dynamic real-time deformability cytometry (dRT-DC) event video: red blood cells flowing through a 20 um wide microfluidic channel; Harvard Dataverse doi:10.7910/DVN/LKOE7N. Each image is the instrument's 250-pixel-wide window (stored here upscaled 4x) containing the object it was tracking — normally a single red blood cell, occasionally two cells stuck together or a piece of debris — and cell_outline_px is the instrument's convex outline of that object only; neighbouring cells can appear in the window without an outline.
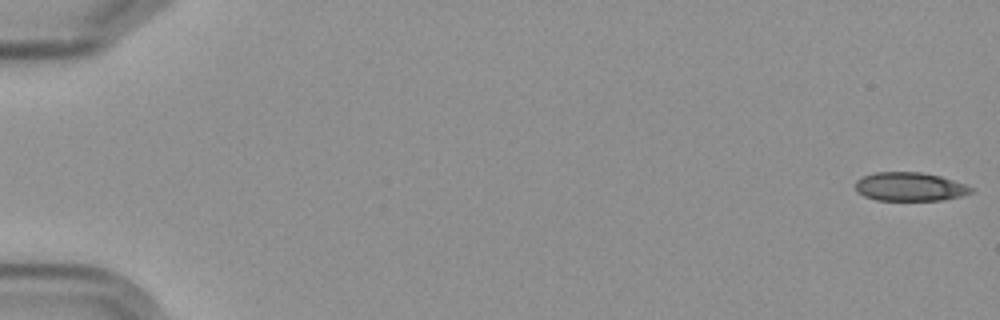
{"species": "Egyptian fruit bat (a non-hibernating species)", "species_latin": "Rousettus aegyptiacus", "temperature_condition": "cold", "stored_images_in_passage": 6, "camera_frame_rate_fps": 3000, "um_per_image_px": 0.085, "frame": {"image": 1, "passage_image": 1, "time_ms": 0.0, "image_size_px": [1000, 320], "cell_outline_px": [[972, 192], [960, 196], [944, 200], [876, 200], [864, 196], [856, 192], [856, 180], [864, 176], [876, 172], [920, 172], [940, 176], [964, 184], [972, 188]], "centroid_in_image_um": [77.3, 15.87], "position_along_channel_um": 7.7, "area_um2": 19.19}}
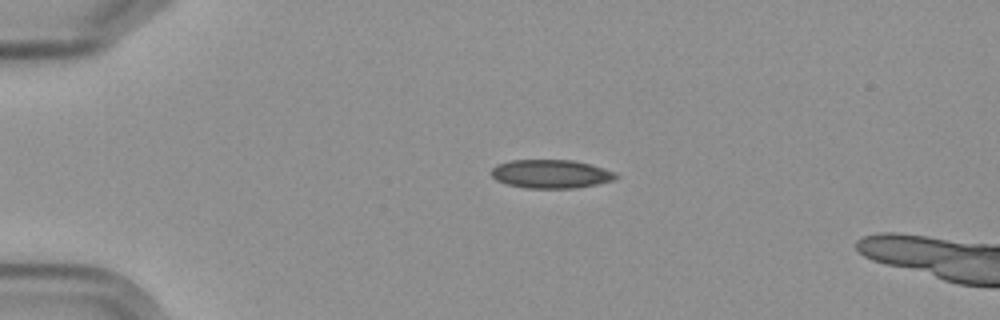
{"frame": {"image": 2, "passage_image": 4, "time_ms": 4.333, "image_size_px": [1000, 320], "cell_outline_px": [[620, 176], [612, 180], [596, 184], [576, 188], [524, 188], [508, 184], [496, 180], [488, 172], [496, 164], [512, 160], [572, 160], [592, 164], [616, 172]], "centroid_in_image_um": [46.82, 14.78], "position_along_channel_um": 38.2, "area_um2": 20.92}}